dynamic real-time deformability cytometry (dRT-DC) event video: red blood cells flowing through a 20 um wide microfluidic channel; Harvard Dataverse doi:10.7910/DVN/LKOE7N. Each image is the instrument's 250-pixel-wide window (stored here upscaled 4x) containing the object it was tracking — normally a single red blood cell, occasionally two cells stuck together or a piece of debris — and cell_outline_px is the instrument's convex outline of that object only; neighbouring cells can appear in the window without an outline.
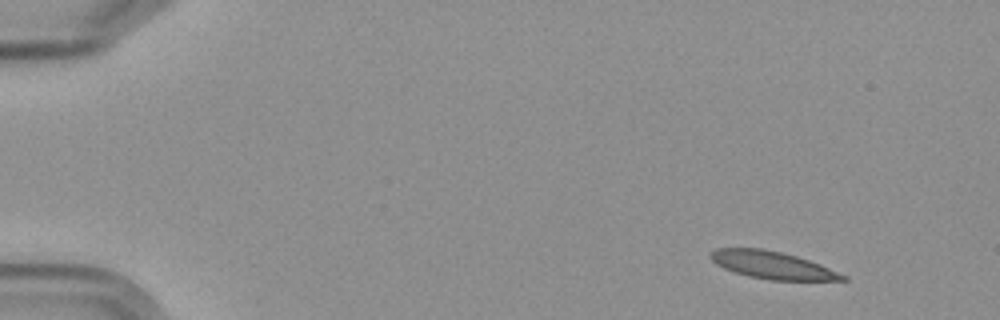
{"species": "Egyptian fruit bat (a non-hibernating species)", "species_latin": "Rousettus aegyptiacus", "temperature_condition": "cold", "stored_images_in_passage": 8, "camera_frame_rate_fps": 3000, "um_per_image_px": 0.085, "frame": {"image": 1, "passage_image": 1, "time_ms": 0.0, "image_size_px": [1000, 320], "cell_outline_px": [[848, 280], [768, 280], [748, 276], [724, 268], [716, 264], [708, 256], [716, 248], [764, 248], [796, 256], [820, 264], [848, 276]], "centroid_in_image_um": [65.65, 22.53], "position_along_channel_um": 19.4, "area_um2": 21.04}}
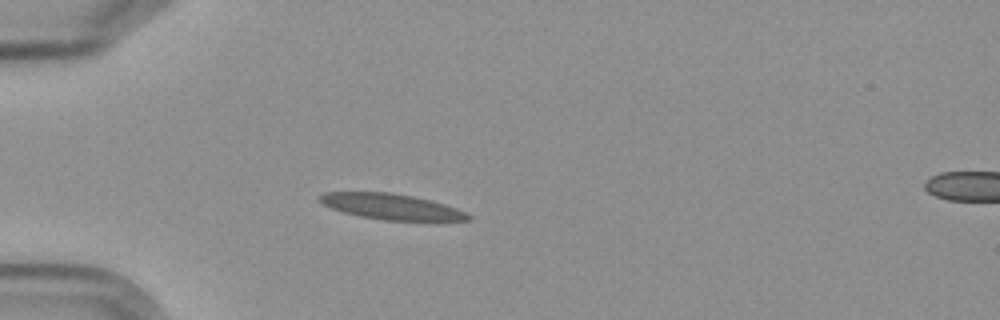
{"frame": {"image": 2, "passage_image": 4, "time_ms": 3.667, "image_size_px": [1000, 320], "cell_outline_px": [[472, 220], [432, 224], [384, 220], [360, 216], [344, 212], [320, 204], [316, 200], [316, 196], [324, 192], [392, 192], [432, 200], [456, 208], [472, 216]], "centroid_in_image_um": [33.36, 17.61], "position_along_channel_um": 51.6, "area_um2": 23.52}}
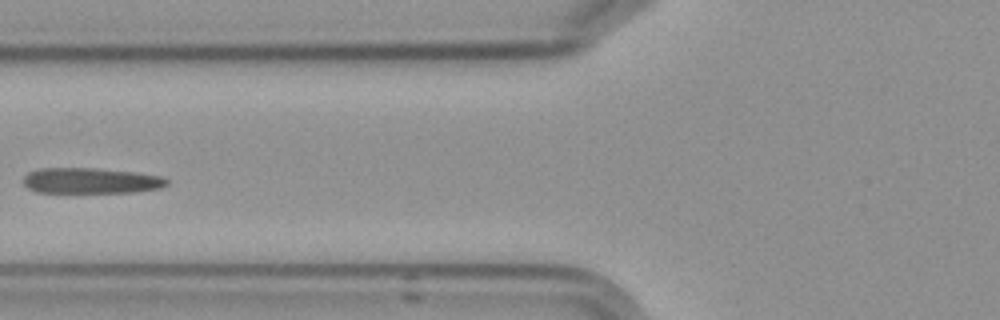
{"frame": {"image": 3, "passage_image": 6, "time_ms": 6.0, "image_size_px": [1000, 320], "cell_outline_px": [[168, 184], [160, 188], [132, 192], [36, 192], [28, 188], [20, 180], [28, 172], [40, 168], [92, 168], [132, 172], [160, 176], [168, 180]], "centroid_in_image_um": [7.66, 15.36], "position_along_channel_um": 118.1, "area_um2": 21.33}}